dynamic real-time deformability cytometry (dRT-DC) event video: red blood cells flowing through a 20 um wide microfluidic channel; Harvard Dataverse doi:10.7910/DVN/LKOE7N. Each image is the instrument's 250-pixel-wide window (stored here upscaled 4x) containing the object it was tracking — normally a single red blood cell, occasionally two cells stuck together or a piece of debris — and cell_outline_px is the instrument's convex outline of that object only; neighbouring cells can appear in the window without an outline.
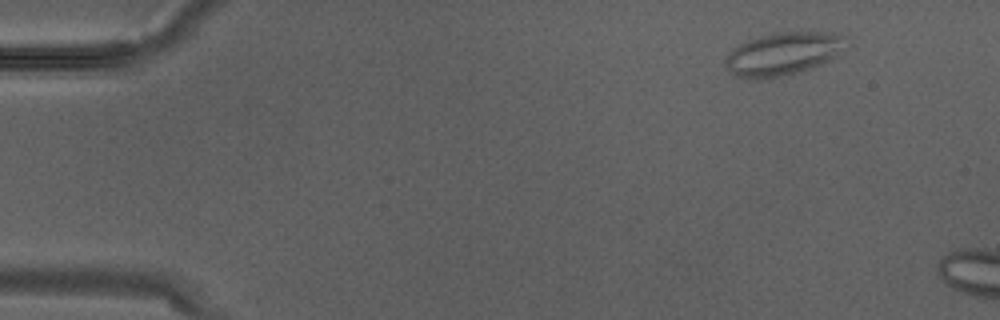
{"species": "Egyptian fruit bat (a non-hibernating species)", "species_latin": "Rousettus aegyptiacus", "temperature_condition": "warm", "stored_images_in_passage": 4, "camera_frame_rate_fps": 3000, "um_per_image_px": 0.085, "animal": {"sex": "male"}, "frame": {"image": 1, "passage_image": 1, "time_ms": 0.0, "image_size_px": [1000, 320], "cell_outline_px": [[844, 36], [836, 56], [800, 72], [772, 80], [752, 80], [736, 76], [724, 68], [728, 52], [732, 48], [748, 40], [772, 32], [800, 28], [832, 32]], "centroid_in_image_um": [66.48, 4.55], "position_along_channel_um": 18.5, "area_um2": 31.04}}